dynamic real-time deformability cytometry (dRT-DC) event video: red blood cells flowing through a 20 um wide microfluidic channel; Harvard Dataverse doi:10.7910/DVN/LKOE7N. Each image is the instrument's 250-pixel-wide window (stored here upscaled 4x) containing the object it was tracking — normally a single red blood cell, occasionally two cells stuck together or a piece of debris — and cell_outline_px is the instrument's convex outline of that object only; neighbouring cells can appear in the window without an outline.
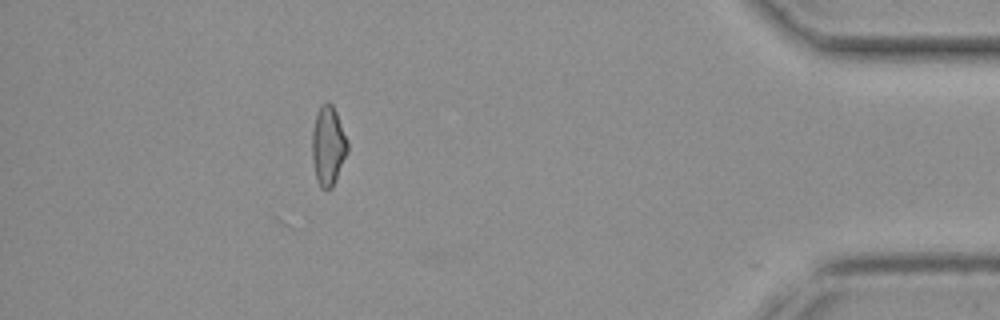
{"species": "common noctule bat (a hibernating species)", "species_latin": "Nyctalus noctula", "temperature_condition": "cold", "stored_images_in_passage": 31, "camera_frame_rate_fps": 3000, "um_per_image_px": 0.085, "animal": {"sex": "female", "body_mass_g": 19.3, "forearm_length_mm": 54.1}, "frame": {"image": 1, "passage_image": 30, "time_ms": 9.667, "image_size_px": [1000, 320], "cell_outline_px": [[348, 152], [336, 180], [332, 188], [320, 188], [316, 176], [312, 160], [312, 132], [316, 116], [320, 104], [324, 100], [328, 100], [332, 104], [336, 112], [348, 140]], "centroid_in_image_um": [27.9, 12.36], "position_along_channel_um": 407.3, "area_um2": 16.53}}